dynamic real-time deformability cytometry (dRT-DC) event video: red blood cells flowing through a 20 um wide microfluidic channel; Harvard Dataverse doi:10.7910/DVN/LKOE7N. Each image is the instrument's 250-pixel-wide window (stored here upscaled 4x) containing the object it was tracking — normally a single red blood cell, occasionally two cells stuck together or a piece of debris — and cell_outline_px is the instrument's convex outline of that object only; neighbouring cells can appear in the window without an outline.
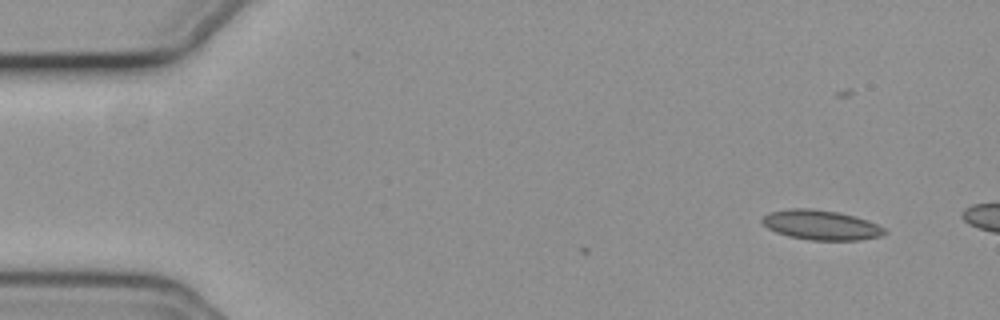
{"species": "common noctule bat (a hibernating species)", "species_latin": "Nyctalus noctula", "temperature_condition": "cold", "stored_images_in_passage": 3, "camera_frame_rate_fps": 3000, "um_per_image_px": 0.085, "animal": {"sex": "female", "body_mass_g": 19.3, "forearm_length_mm": 54.1}, "frame": {"image": 1, "passage_image": 3, "time_ms": 0.667, "image_size_px": [1000, 320], "cell_outline_px": [[888, 232], [880, 236], [860, 240], [808, 240], [788, 236], [776, 232], [768, 228], [760, 220], [768, 212], [792, 208], [808, 208], [836, 212], [868, 220], [884, 228]], "centroid_in_image_um": [69.76, 19.13], "position_along_channel_um": 15.2, "area_um2": 21.1}}